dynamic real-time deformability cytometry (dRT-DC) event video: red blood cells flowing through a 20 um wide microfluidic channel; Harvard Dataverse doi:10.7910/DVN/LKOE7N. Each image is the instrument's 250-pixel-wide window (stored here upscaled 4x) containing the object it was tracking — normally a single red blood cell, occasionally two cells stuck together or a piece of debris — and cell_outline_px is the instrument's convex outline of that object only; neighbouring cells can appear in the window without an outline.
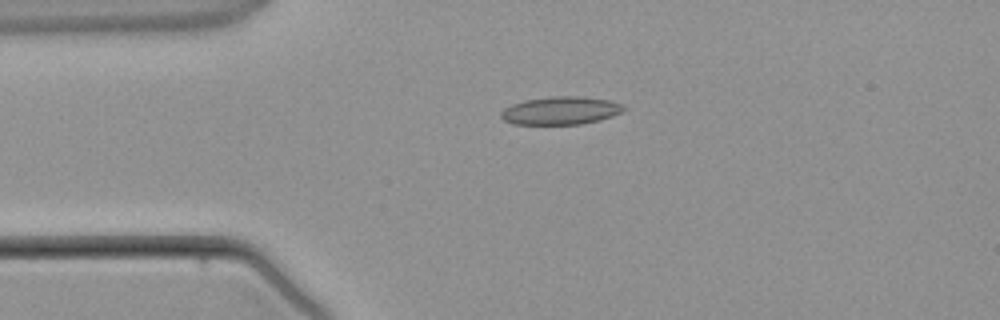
{"species": "common noctule bat (a hibernating species)", "species_latin": "Nyctalus noctula", "temperature_condition": "warm", "stored_images_in_passage": 2, "camera_frame_rate_fps": 3000, "um_per_image_px": 0.085, "animal": {"sex": "male", "body_mass_g": 21.5, "forearm_length_mm": 52.0}, "frame": {"image": 1, "passage_image": 1, "time_ms": 0.0, "image_size_px": [1000, 320], "cell_outline_px": [[624, 108], [620, 112], [612, 116], [600, 120], [580, 124], [512, 124], [504, 120], [500, 116], [500, 112], [504, 108], [512, 104], [524, 100], [552, 96], [580, 96], [608, 100], [620, 104]], "centroid_in_image_um": [47.6, 9.4], "position_along_channel_um": 37.4, "area_um2": 19.88}}
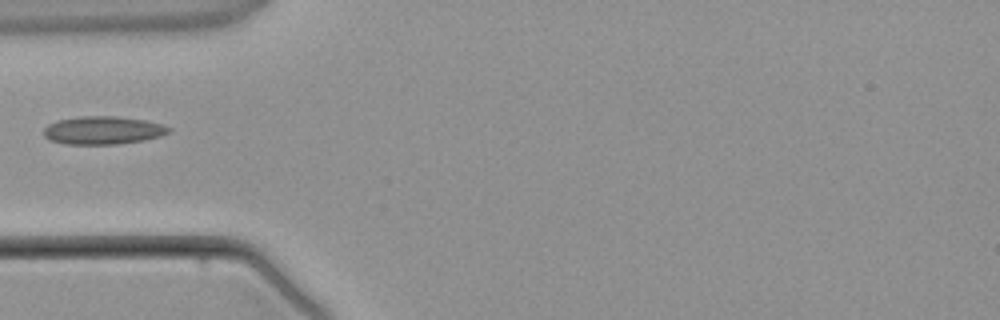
{"frame": {"image": 2, "passage_image": 2, "time_ms": 1.333, "image_size_px": [1000, 320], "cell_outline_px": [[172, 132], [160, 136], [144, 140], [116, 144], [64, 144], [48, 140], [44, 136], [44, 128], [48, 124], [56, 120], [80, 116], [116, 116], [144, 120], [160, 124], [172, 128]], "centroid_in_image_um": [8.73, 11.07], "position_along_channel_um": 76.3, "area_um2": 20.58}}